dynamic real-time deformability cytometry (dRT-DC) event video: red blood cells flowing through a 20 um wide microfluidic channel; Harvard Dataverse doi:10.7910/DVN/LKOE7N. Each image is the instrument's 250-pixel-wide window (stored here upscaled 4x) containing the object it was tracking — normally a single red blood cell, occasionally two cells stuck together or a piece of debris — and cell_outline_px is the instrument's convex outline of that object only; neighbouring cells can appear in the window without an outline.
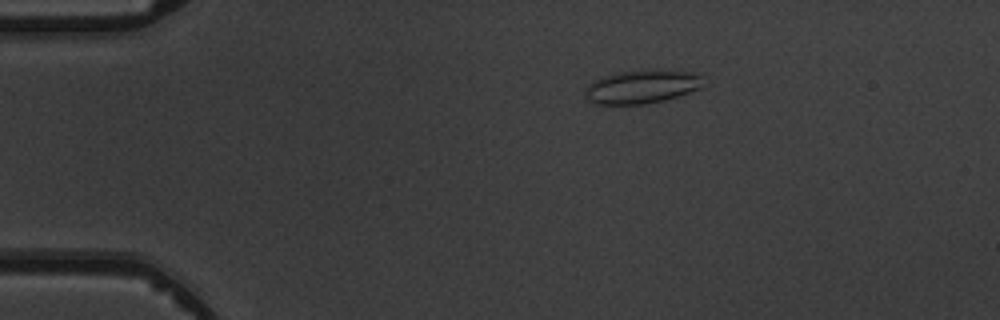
{"species": "common noctule bat (a hibernating species)", "species_latin": "Nyctalus noctula", "temperature_condition": "warm", "stored_images_in_passage": 5, "camera_frame_rate_fps": 3000, "um_per_image_px": 0.085, "animal": {"sex": "male", "body_mass_g": 19.5, "forearm_length_mm": 54.6}, "frame": {"image": 1, "passage_image": 3, "time_ms": 2.333, "image_size_px": [1000, 320], "cell_outline_px": [[704, 76], [700, 88], [664, 100], [644, 104], [596, 104], [588, 100], [584, 88], [592, 80], [604, 76], [620, 72], [656, 68], [700, 72]], "centroid_in_image_um": [54.59, 7.33], "position_along_channel_um": 30.4, "area_um2": 23.47}}